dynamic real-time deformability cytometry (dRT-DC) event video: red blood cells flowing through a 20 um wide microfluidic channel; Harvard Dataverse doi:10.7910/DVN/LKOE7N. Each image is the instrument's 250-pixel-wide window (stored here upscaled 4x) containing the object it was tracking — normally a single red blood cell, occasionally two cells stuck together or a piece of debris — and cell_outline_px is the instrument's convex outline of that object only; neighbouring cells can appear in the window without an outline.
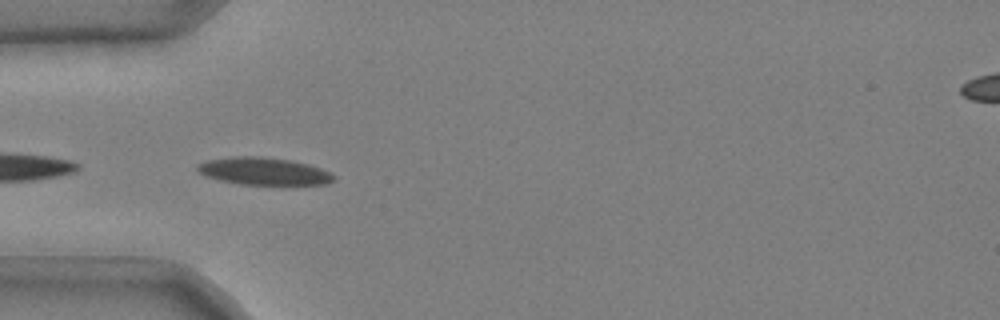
{"species": "common noctule bat (a hibernating species)", "species_latin": "Nyctalus noctula", "temperature_condition": "cold", "stored_images_in_passage": 11, "camera_frame_rate_fps": 3000, "um_per_image_px": 0.085, "animal": {"sex": "male", "body_mass_g": 20.4}, "frame": {"image": 1, "passage_image": 2, "time_ms": 0.333, "image_size_px": [1000, 320], "cell_outline_px": [[336, 180], [324, 184], [284, 188], [240, 184], [220, 180], [204, 176], [196, 168], [196, 164], [208, 160], [232, 156], [260, 156], [288, 160], [308, 164], [320, 168], [336, 176]], "centroid_in_image_um": [22.47, 14.61], "position_along_channel_um": 62.5, "area_um2": 22.83}}
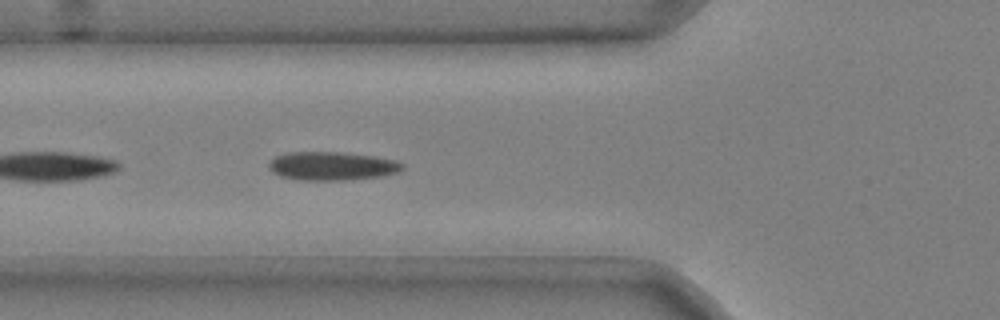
{"frame": {"image": 2, "passage_image": 5, "time_ms": 1.333, "image_size_px": [1000, 320], "cell_outline_px": [[404, 168], [400, 172], [380, 176], [348, 180], [296, 180], [280, 176], [272, 172], [268, 168], [268, 164], [276, 156], [284, 152], [340, 152], [376, 156], [396, 160], [404, 164]], "centroid_in_image_um": [28.22, 14.11], "position_along_channel_um": 97.6, "area_um2": 22.48}}